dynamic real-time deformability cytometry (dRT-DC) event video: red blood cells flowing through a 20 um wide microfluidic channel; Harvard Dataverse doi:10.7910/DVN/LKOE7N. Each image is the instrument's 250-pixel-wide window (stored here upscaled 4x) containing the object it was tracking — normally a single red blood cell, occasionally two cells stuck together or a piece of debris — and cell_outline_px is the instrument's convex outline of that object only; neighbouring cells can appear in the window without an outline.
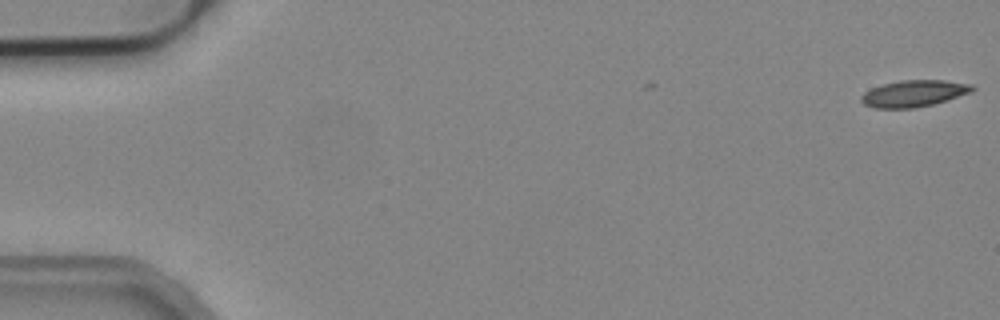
{"species": "common noctule bat (a hibernating species)", "species_latin": "Nyctalus noctula", "temperature_condition": "cold", "stored_images_in_passage": 4, "camera_frame_rate_fps": 3000, "um_per_image_px": 0.085, "animal": {"sex": "male", "body_mass_g": 19.2, "forearm_length_mm": 51.8}, "frame": {"image": 1, "passage_image": 1, "time_ms": 0.0, "image_size_px": [1000, 320], "cell_outline_px": [[976, 88], [972, 92], [932, 104], [916, 108], [876, 108], [864, 104], [860, 100], [860, 96], [864, 92], [872, 88], [884, 84], [900, 80], [944, 80], [972, 84]], "centroid_in_image_um": [77.68, 7.94], "position_along_channel_um": 7.3, "area_um2": 17.17}}